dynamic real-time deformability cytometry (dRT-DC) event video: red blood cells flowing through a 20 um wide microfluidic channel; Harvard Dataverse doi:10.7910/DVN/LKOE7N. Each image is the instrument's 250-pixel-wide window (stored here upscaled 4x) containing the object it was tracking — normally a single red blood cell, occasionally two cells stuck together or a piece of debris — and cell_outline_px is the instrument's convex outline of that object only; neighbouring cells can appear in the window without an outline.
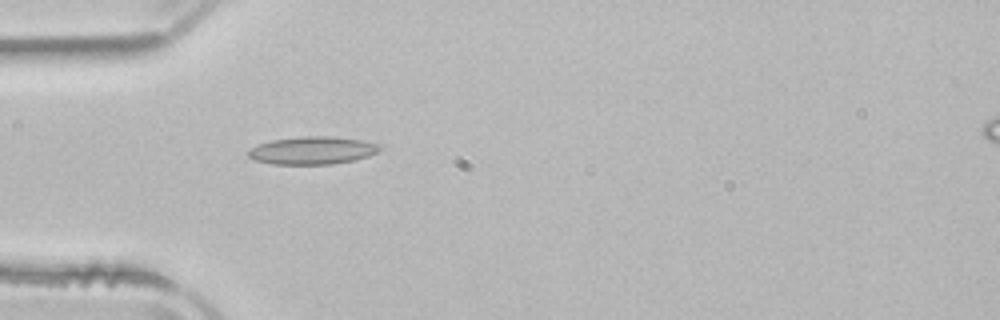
{"species": "common noctule bat (a hibernating species)", "species_latin": "Nyctalus noctula", "temperature_condition": "room temperature", "stored_images_in_passage": 1, "camera_frame_rate_fps": 3000, "um_per_image_px": 0.085, "animal": {"sex": "male", "body_mass_g": 21.5, "forearm_length_mm": 52.0}, "frame": {"image": 1, "passage_image": 1, "time_ms": 0.0, "image_size_px": [1000, 320], "cell_outline_px": [[380, 148], [376, 152], [368, 156], [352, 160], [332, 164], [272, 164], [256, 160], [248, 156], [248, 152], [252, 148], [260, 144], [272, 140], [300, 136], [328, 136], [360, 140], [376, 144]], "centroid_in_image_um": [26.52, 12.79], "position_along_channel_um": 58.5, "area_um2": 20.81}}